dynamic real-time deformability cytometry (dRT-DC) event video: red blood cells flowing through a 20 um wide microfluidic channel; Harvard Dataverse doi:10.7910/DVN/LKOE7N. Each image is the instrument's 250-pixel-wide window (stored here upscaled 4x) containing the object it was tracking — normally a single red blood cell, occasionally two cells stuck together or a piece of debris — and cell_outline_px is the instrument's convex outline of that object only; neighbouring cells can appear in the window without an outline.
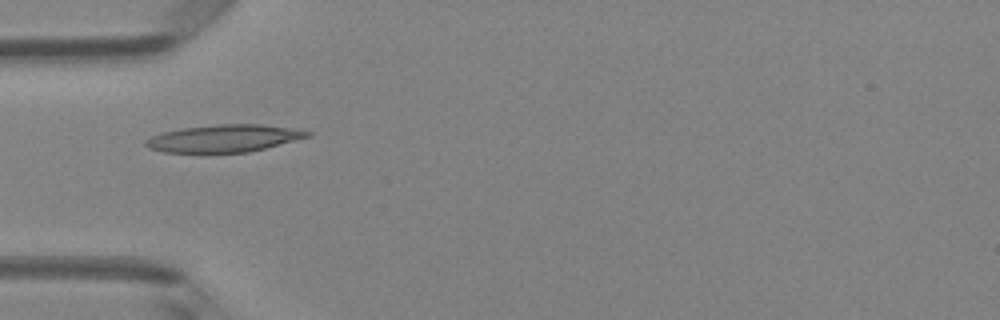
{"species": "Egyptian fruit bat (a non-hibernating species)", "species_latin": "Rousettus aegyptiacus", "temperature_condition": "room temperature", "stored_images_in_passage": 6, "camera_frame_rate_fps": 3000, "um_per_image_px": 0.085, "animal": {"sex": "female"}, "frame": {"image": 1, "passage_image": 6, "time_ms": 1.667, "image_size_px": [1000, 320], "cell_outline_px": [[312, 136], [248, 152], [164, 152], [148, 148], [144, 144], [144, 140], [152, 136], [164, 132], [180, 128], [220, 124], [260, 124], [296, 128], [312, 132]], "centroid_in_image_um": [19.06, 11.75], "position_along_channel_um": 65.9, "area_um2": 25.72}}